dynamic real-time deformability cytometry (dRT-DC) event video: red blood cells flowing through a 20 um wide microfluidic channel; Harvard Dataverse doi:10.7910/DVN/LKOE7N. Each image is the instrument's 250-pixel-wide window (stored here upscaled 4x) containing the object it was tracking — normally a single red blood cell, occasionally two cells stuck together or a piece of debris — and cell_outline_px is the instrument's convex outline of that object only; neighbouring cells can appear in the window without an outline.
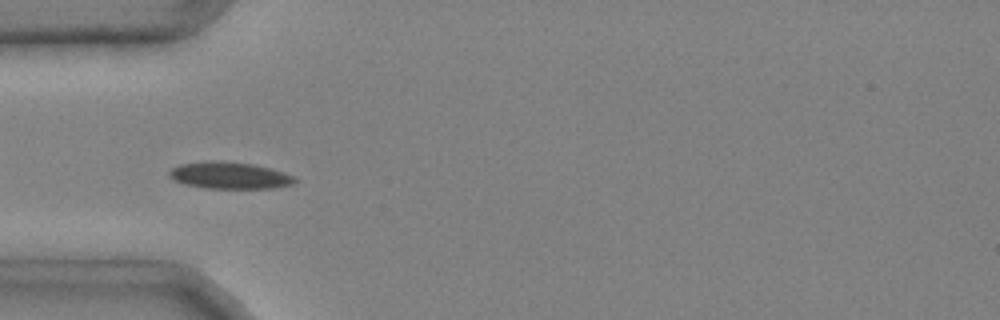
{"species": "common noctule bat (a hibernating species)", "species_latin": "Nyctalus noctula", "temperature_condition": "cold", "stored_images_in_passage": 39, "camera_frame_rate_fps": 3000, "um_per_image_px": 0.085, "animal": {"sex": "male", "body_mass_g": 20.4}, "frame": {"image": 1, "passage_image": 6, "time_ms": 1.667, "image_size_px": [1000, 320], "cell_outline_px": [[300, 180], [292, 184], [272, 188], [204, 188], [184, 184], [172, 180], [168, 176], [168, 172], [172, 168], [180, 164], [204, 160], [220, 160], [256, 164], [284, 172], [296, 176]], "centroid_in_image_um": [19.51, 14.89], "position_along_channel_um": 65.5, "area_um2": 20.11}}
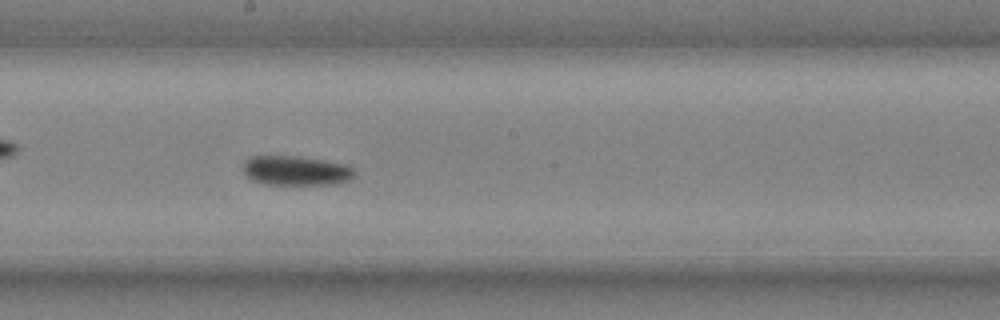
{"frame": {"image": 2, "passage_image": 18, "time_ms": 5.667, "image_size_px": [1000, 320], "cell_outline_px": [[356, 172], [352, 180], [336, 184], [264, 184], [252, 180], [244, 172], [244, 160], [252, 156], [300, 156], [348, 164]], "centroid_in_image_um": [25.21, 14.5], "position_along_channel_um": 223.0, "area_um2": 19.36}}
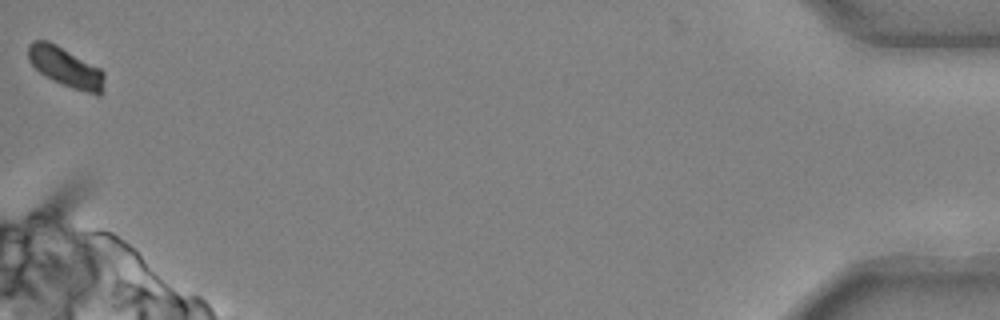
{"frame": {"image": 3, "passage_image": 39, "time_ms": 12.667, "image_size_px": [1000, 320], "cell_outline_px": [[104, 80], [100, 96], [96, 96], [72, 88], [52, 80], [44, 76], [28, 60], [28, 44], [32, 40], [48, 40], [56, 44], [100, 68], [104, 72]], "centroid_in_image_um": [5.57, 5.71], "position_along_channel_um": 429.6, "area_um2": 17.69}, "authors_computed_cell_mechanics": {"area_um2": 19.1896, "velocity_mm_per_s": 3.9593, "shape_relaxation_time_tau1_ms": 4.0626, "shape_relaxation_time_tau2_ms": 3.8481, "deformation_change_tau1": 0.115, "deformation_change_tau2": 0.0641}}